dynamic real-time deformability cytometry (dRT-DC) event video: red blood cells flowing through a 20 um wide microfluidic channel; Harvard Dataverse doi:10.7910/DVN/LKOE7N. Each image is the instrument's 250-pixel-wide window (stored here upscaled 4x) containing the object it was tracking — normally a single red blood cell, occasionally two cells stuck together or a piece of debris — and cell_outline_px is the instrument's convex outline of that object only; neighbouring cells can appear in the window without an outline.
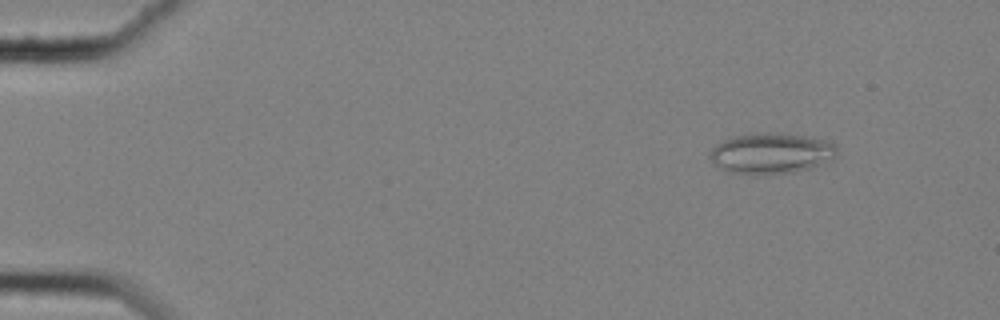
{"species": "common noctule bat (a hibernating species)", "species_latin": "Nyctalus noctula", "temperature_condition": "cold", "stored_images_in_passage": 58, "camera_frame_rate_fps": 3000, "um_per_image_px": 0.085, "animal": {"sex": "female", "body_mass_g": 25.1}, "frame": {"image": 1, "passage_image": 7, "time_ms": 2.0, "image_size_px": [1000, 320], "cell_outline_px": [[836, 156], [832, 160], [808, 168], [792, 172], [728, 172], [720, 168], [708, 156], [712, 148], [716, 144], [724, 140], [736, 136], [804, 136], [824, 140], [832, 144], [836, 148]], "centroid_in_image_um": [65.55, 13.06], "position_along_channel_um": 19.5, "area_um2": 28.09}}
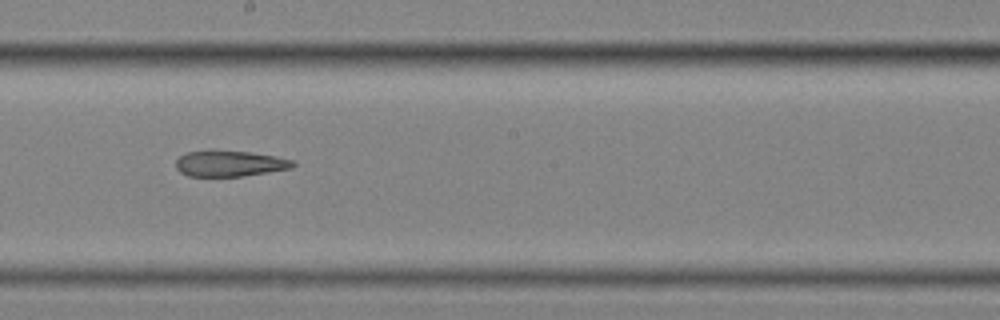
{"frame": {"image": 2, "passage_image": 34, "time_ms": 11.0, "image_size_px": [1000, 320], "cell_outline_px": [[296, 164], [292, 168], [240, 176], [188, 176], [180, 172], [176, 168], [176, 160], [180, 156], [188, 152], [248, 152], [276, 156], [292, 160]], "centroid_in_image_um": [19.53, 13.92], "position_along_channel_um": 228.7, "area_um2": 17.05}}
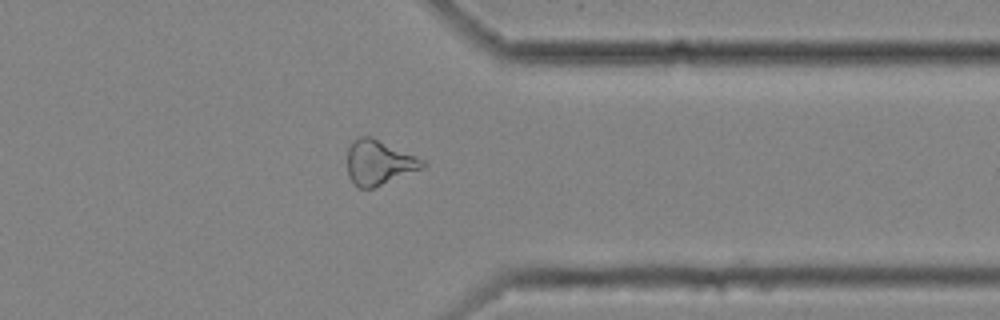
{"frame": {"image": 3, "passage_image": 47, "time_ms": 15.333, "image_size_px": [1000, 320], "cell_outline_px": [[428, 164], [420, 168], [372, 188], [360, 188], [352, 184], [348, 176], [348, 148], [360, 136], [372, 136], [424, 160]], "centroid_in_image_um": [32.17, 13.81], "position_along_channel_um": 379.2, "area_um2": 19.19}}